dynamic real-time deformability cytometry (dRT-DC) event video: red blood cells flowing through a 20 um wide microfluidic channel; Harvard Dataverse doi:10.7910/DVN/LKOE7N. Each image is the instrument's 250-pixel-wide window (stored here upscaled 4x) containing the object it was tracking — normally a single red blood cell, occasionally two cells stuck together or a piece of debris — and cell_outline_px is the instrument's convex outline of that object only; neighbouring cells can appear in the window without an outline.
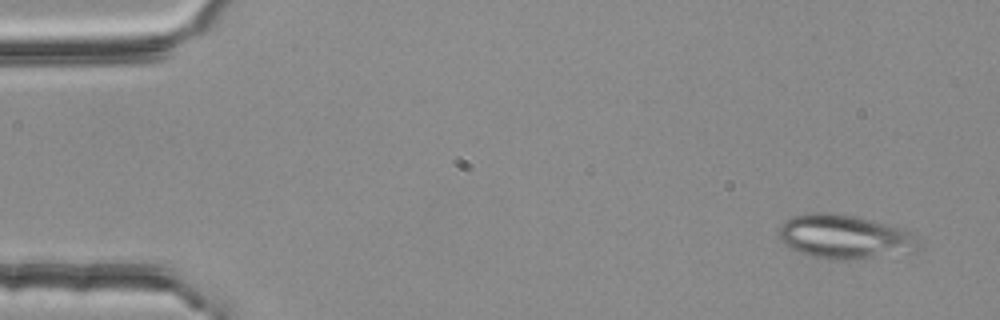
{"species": "common noctule bat (a hibernating species)", "species_latin": "Nyctalus noctula", "temperature_condition": "room temperature", "stored_images_in_passage": 4, "camera_frame_rate_fps": 3000, "um_per_image_px": 0.085, "animal": {"sex": "female", "body_mass_g": 25.1}, "frame": {"image": 1, "passage_image": 1, "time_ms": 0.0, "image_size_px": [1000, 320], "cell_outline_px": [[920, 248], [916, 252], [872, 256], [812, 256], [800, 252], [784, 244], [780, 240], [780, 224], [784, 220], [792, 216], [808, 212], [828, 212], [852, 216], [872, 220], [916, 232]], "centroid_in_image_um": [71.82, 20.06], "position_along_channel_um": 13.2, "area_um2": 34.85}}